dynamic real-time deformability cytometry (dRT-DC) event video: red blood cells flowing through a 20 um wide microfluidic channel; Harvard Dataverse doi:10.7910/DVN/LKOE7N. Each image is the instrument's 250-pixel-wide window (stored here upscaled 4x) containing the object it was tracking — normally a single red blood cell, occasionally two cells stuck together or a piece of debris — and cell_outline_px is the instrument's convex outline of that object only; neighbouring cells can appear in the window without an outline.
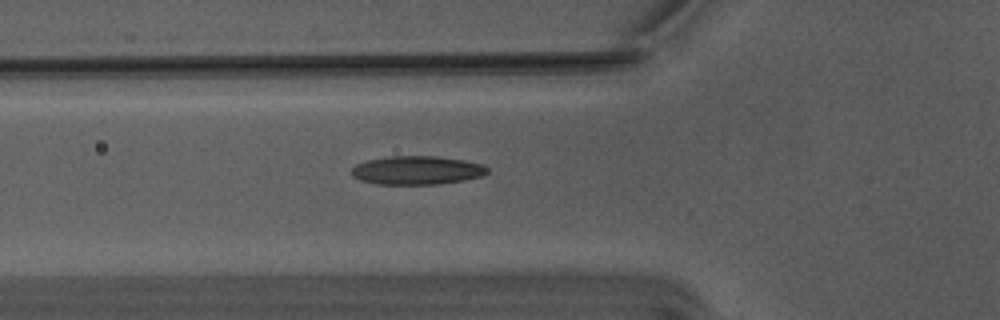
{"species": "Egyptian fruit bat (a non-hibernating species)", "species_latin": "Rousettus aegyptiacus", "temperature_condition": "warm", "stored_images_in_passage": 37, "camera_frame_rate_fps": 3000, "um_per_image_px": 0.085, "animal": {"sex": "male"}, "frame": {"image": 1, "passage_image": 2, "time_ms": 0.333, "image_size_px": [1000, 320], "cell_outline_px": [[488, 172], [484, 176], [464, 180], [440, 184], [376, 184], [360, 180], [352, 176], [352, 168], [356, 164], [368, 160], [388, 156], [436, 156], [464, 160], [480, 164], [488, 168]], "centroid_in_image_um": [35.44, 14.47], "position_along_channel_um": 90.4, "area_um2": 22.66}}
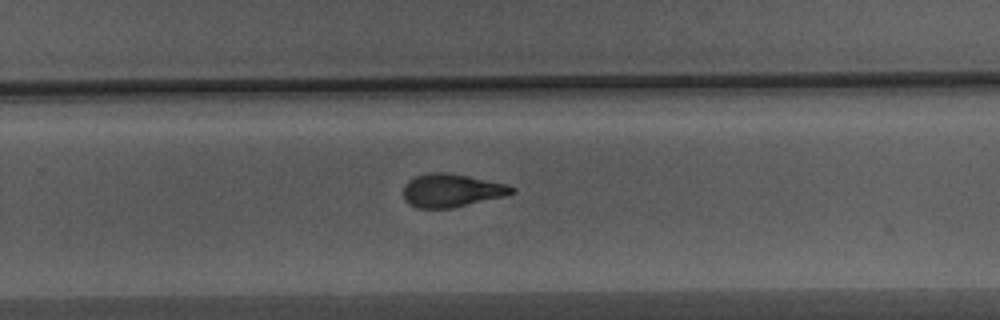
{"frame": {"image": 2, "passage_image": 18, "time_ms": 5.667, "image_size_px": [1000, 320], "cell_outline_px": [[516, 192], [504, 196], [452, 208], [416, 208], [408, 204], [404, 200], [404, 188], [408, 180], [416, 176], [432, 172], [444, 172], [468, 176], [508, 184], [516, 188]], "centroid_in_image_um": [38.39, 16.19], "position_along_channel_um": 291.4, "area_um2": 20.98}}
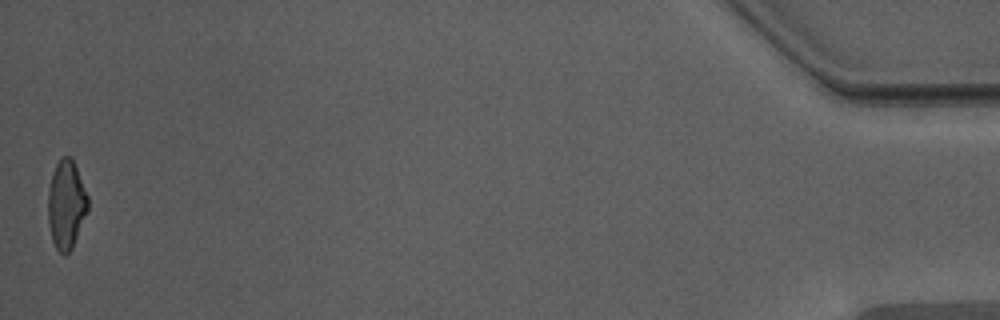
{"frame": {"image": 3, "passage_image": 37, "time_ms": 12.0, "image_size_px": [1000, 320], "cell_outline_px": [[88, 212], [72, 248], [64, 256], [56, 248], [52, 240], [48, 224], [48, 188], [52, 172], [60, 156], [72, 156], [88, 196]], "centroid_in_image_um": [5.63, 17.36], "position_along_channel_um": 429.6, "area_um2": 20.92}}